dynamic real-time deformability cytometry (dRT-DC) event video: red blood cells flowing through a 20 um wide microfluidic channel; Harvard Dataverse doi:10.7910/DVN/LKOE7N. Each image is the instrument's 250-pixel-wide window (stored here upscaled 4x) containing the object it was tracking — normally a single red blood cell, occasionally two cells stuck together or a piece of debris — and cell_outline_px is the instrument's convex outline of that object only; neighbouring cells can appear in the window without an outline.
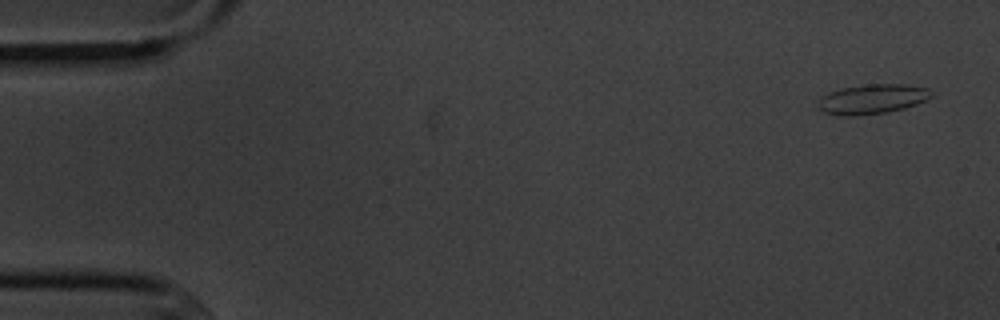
{"species": "common noctule bat (a hibernating species)", "species_latin": "Nyctalus noctula", "temperature_condition": "cold", "stored_images_in_passage": 5, "camera_frame_rate_fps": 3000, "um_per_image_px": 0.085, "animal": {"sex": "male", "body_mass_g": 20.1, "forearm_length_mm": 53.5}, "frame": {"image": 1, "passage_image": 1, "time_ms": 0.0, "image_size_px": [1000, 320], "cell_outline_px": [[936, 96], [916, 104], [904, 108], [888, 112], [852, 116], [844, 116], [824, 112], [816, 104], [820, 96], [828, 92], [840, 88], [868, 84], [908, 84], [928, 88]], "centroid_in_image_um": [74.15, 8.41], "position_along_channel_um": 10.8, "area_um2": 19.88}}